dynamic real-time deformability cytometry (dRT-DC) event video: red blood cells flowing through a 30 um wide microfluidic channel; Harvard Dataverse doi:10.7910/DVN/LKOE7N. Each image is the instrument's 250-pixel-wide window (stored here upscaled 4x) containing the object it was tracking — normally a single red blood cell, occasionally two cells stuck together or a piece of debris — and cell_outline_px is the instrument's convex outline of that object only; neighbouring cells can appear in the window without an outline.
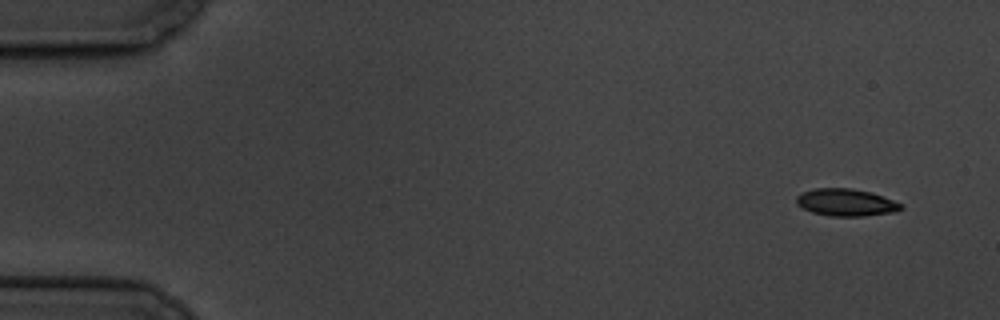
{"species": "common noctule bat (a hibernating species)", "species_latin": "Nyctalus noctula", "temperature_condition": "cold", "stored_images_in_passage": 6, "camera_frame_rate_fps": 3000, "um_per_image_px": 0.085, "animal": {"sex": "male", "body_mass_g": 19.5, "forearm_length_mm": 54.6}, "frame": {"image": 1, "passage_image": 1, "time_ms": 0.0, "image_size_px": [1000, 320], "cell_outline_px": [[904, 208], [896, 212], [864, 216], [832, 216], [812, 212], [796, 204], [796, 196], [804, 192], [816, 188], [852, 188], [872, 192], [904, 204]], "centroid_in_image_um": [71.97, 17.2], "position_along_channel_um": 13.0, "area_um2": 16.7}}